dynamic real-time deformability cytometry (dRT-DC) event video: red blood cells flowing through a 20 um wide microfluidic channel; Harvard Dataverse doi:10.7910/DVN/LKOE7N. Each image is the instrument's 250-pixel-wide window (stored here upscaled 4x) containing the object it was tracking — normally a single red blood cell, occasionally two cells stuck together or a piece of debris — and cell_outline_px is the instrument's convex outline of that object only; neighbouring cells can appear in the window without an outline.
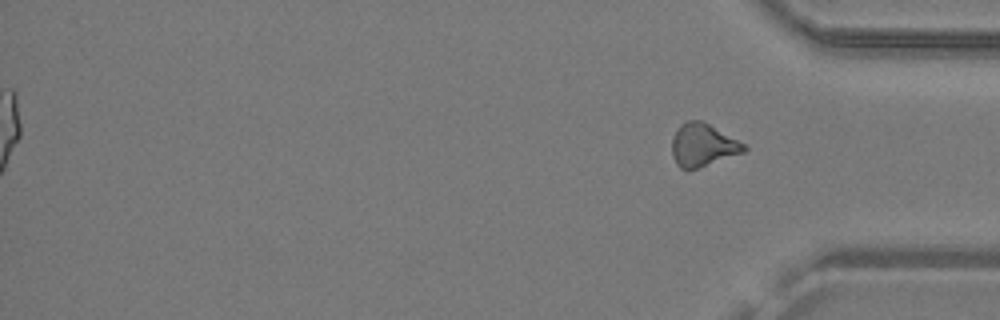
{"species": "common noctule bat (a hibernating species)", "species_latin": "Nyctalus noctula", "temperature_condition": "warm", "stored_images_in_passage": 22, "camera_frame_rate_fps": 3000, "um_per_image_px": 0.085, "animal": {"sex": "male", "body_mass_g": 19.2, "forearm_length_mm": 51.8}, "frame": {"image": 1, "passage_image": 22, "time_ms": 7.0, "image_size_px": [1000, 320], "cell_outline_px": [[748, 148], [744, 152], [688, 172], [680, 168], [676, 164], [672, 156], [672, 140], [680, 124], [688, 120], [704, 120], [744, 144]], "centroid_in_image_um": [59.72, 12.35], "position_along_channel_um": 375.5, "area_um2": 18.21}}